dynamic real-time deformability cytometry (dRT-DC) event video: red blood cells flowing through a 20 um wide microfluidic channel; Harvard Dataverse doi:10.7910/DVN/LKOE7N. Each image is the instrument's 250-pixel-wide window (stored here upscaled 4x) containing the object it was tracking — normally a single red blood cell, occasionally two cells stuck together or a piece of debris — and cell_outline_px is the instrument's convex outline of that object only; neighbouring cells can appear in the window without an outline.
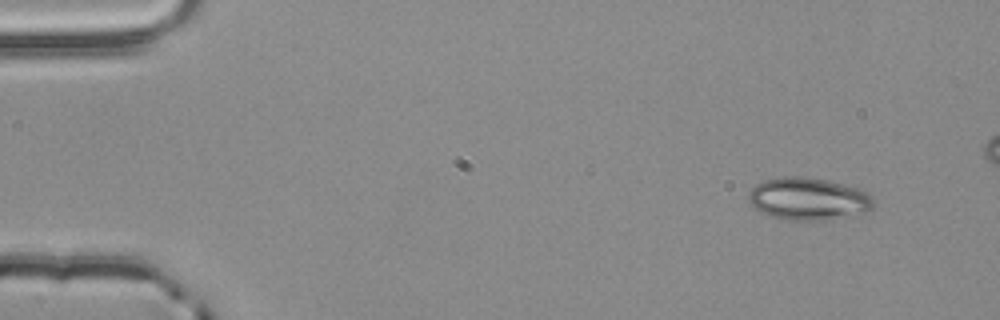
{"species": "common noctule bat (a hibernating species)", "species_latin": "Nyctalus noctula", "temperature_condition": "room temperature", "stored_images_in_passage": 5, "camera_frame_rate_fps": 3000, "um_per_image_px": 0.085, "animal": {"sex": "male", "body_mass_g": 20.4}, "frame": {"image": 1, "passage_image": 1, "time_ms": 0.0, "image_size_px": [1000, 320], "cell_outline_px": [[876, 204], [872, 208], [864, 212], [824, 220], [788, 220], [772, 216], [760, 212], [748, 204], [748, 192], [756, 184], [764, 180], [780, 176], [804, 176], [828, 180], [856, 188], [868, 192], [876, 200]], "centroid_in_image_um": [68.68, 16.89], "position_along_channel_um": 16.3, "area_um2": 31.15}}
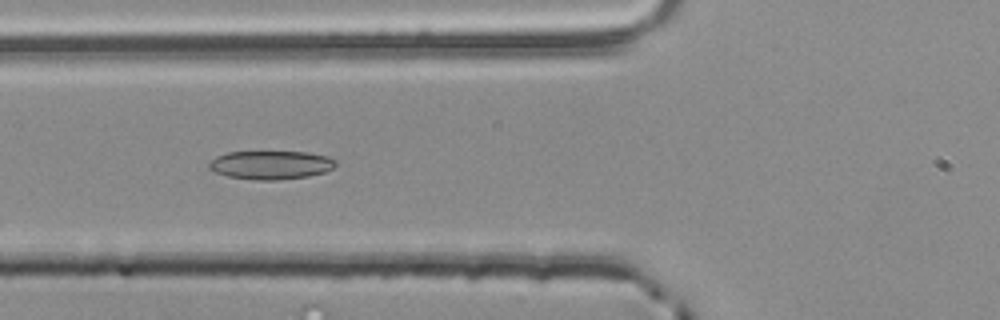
{"frame": {"image": 2, "passage_image": 4, "time_ms": 1.0, "image_size_px": [1000, 320], "cell_outline_px": [[336, 164], [332, 168], [324, 172], [308, 176], [276, 180], [252, 180], [228, 176], [216, 172], [208, 168], [208, 164], [216, 156], [228, 152], [308, 152], [328, 156], [336, 160]], "centroid_in_image_um": [23.02, 14.02], "position_along_channel_um": 102.8, "area_um2": 21.04}}
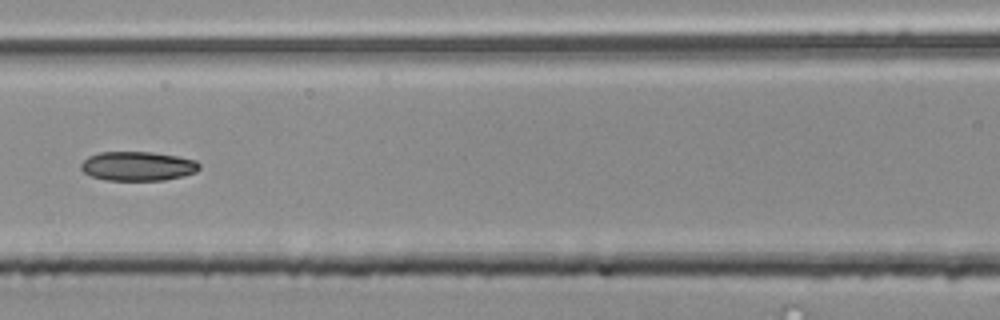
{"frame": {"image": 3, "passage_image": 5, "time_ms": 1.333, "image_size_px": [1000, 320], "cell_outline_px": [[200, 168], [196, 172], [184, 176], [164, 180], [104, 180], [92, 176], [84, 172], [80, 168], [80, 164], [88, 156], [100, 152], [152, 152], [176, 156], [196, 160], [200, 164]], "centroid_in_image_um": [11.71, 14.12], "position_along_channel_um": 154.9, "area_um2": 20.23}}